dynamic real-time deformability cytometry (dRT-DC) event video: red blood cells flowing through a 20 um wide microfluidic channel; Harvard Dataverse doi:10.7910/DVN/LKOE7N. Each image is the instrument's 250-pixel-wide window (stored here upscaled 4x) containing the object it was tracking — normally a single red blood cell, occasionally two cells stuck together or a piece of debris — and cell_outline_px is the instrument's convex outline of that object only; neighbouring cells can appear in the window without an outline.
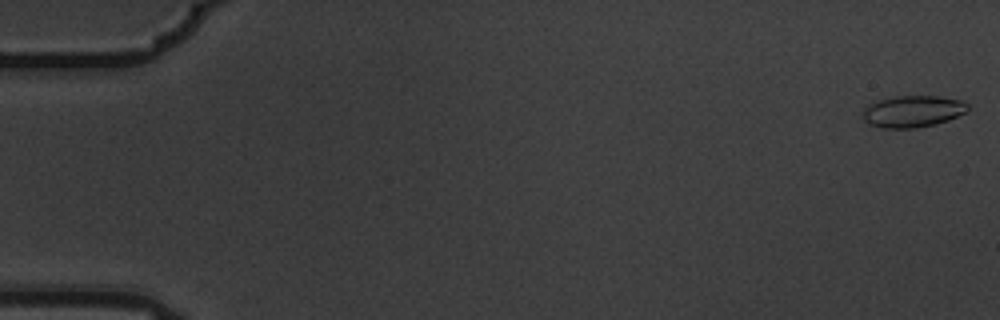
{"species": "common noctule bat (a hibernating species)", "species_latin": "Nyctalus noctula", "temperature_condition": "warm", "stored_images_in_passage": 4, "camera_frame_rate_fps": 3000, "um_per_image_px": 0.085, "animal": {"sex": "male", "body_mass_g": 19.5, "forearm_length_mm": 54.6}, "frame": {"image": 1, "passage_image": 1, "time_ms": 0.0, "image_size_px": [1000, 320], "cell_outline_px": [[968, 112], [948, 120], [936, 124], [916, 128], [880, 128], [868, 124], [860, 116], [860, 112], [868, 104], [880, 100], [896, 96], [936, 96], [960, 100], [968, 104]], "centroid_in_image_um": [77.54, 9.48], "position_along_channel_um": 7.5, "area_um2": 19.65}}